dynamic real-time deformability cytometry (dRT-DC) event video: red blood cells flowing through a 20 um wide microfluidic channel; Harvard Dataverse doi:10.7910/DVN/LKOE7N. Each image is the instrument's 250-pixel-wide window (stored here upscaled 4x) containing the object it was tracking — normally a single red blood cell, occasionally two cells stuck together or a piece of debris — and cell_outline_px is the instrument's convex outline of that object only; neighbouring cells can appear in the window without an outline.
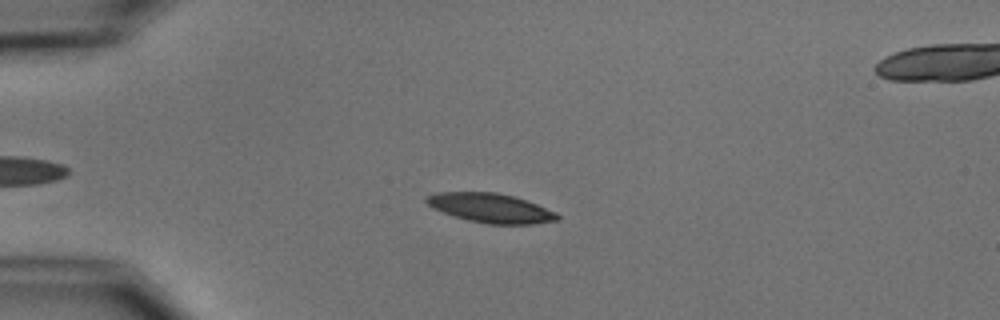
{"species": "common noctule bat (a hibernating species)", "species_latin": "Nyctalus noctula", "temperature_condition": "cold", "stored_images_in_passage": 6, "camera_frame_rate_fps": 3000, "um_per_image_px": 0.085, "animal": {"sex": "male", "body_mass_g": 15.6}, "frame": {"image": 1, "passage_image": 5, "time_ms": 4.667, "image_size_px": [1000, 320], "cell_outline_px": [[560, 220], [532, 224], [488, 224], [468, 220], [452, 216], [432, 208], [424, 200], [424, 196], [436, 192], [496, 192], [512, 196], [536, 204], [556, 212], [560, 216]], "centroid_in_image_um": [41.66, 17.68], "position_along_channel_um": 43.3, "area_um2": 22.43}}